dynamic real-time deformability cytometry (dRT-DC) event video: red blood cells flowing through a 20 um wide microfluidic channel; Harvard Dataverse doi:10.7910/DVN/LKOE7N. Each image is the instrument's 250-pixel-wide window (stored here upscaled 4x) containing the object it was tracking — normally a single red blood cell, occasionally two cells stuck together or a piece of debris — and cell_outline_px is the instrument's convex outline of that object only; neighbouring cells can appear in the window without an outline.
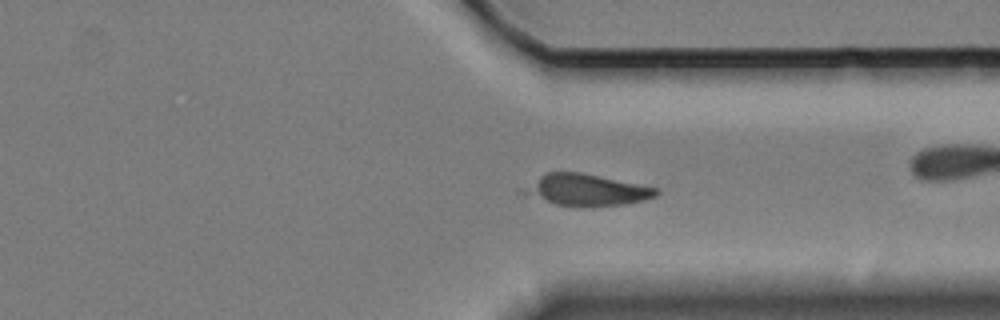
{"species": "Egyptian fruit bat (a non-hibernating species)", "species_latin": "Rousettus aegyptiacus", "temperature_condition": "cold", "stored_images_in_passage": 61, "camera_frame_rate_fps": 3000, "um_per_image_px": 0.085, "animal": {"sex": "female"}, "frame": {"image": 1, "passage_image": 45, "time_ms": 14.667, "image_size_px": [1000, 320], "cell_outline_px": [[660, 192], [656, 196], [644, 200], [624, 204], [588, 208], [584, 208], [556, 204], [524, 196], [516, 192], [520, 188], [540, 176], [548, 172], [580, 172], [660, 188]], "centroid_in_image_um": [49.78, 16.17], "position_along_channel_um": 361.6, "area_um2": 25.03}}
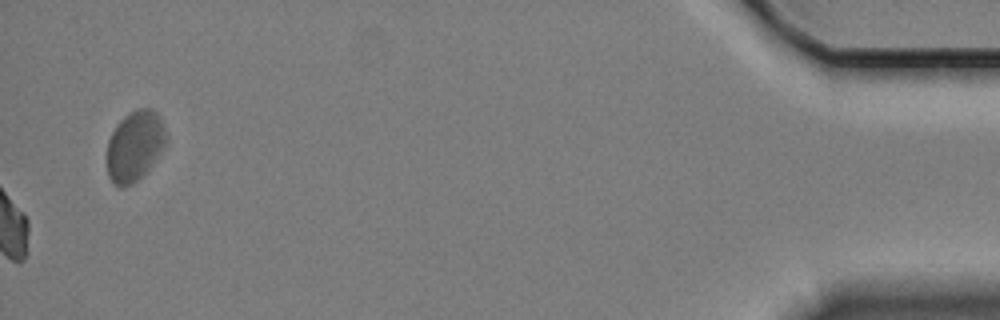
{"frame": {"image": 2, "passage_image": 61, "time_ms": 20.0, "image_size_px": [1000, 320], "cell_outline_px": [[168, 140], [164, 148], [152, 164], [132, 184], [120, 188], [108, 176], [108, 140], [116, 124], [124, 116], [136, 108], [152, 108], [160, 116], [164, 124], [168, 136]], "centroid_in_image_um": [11.49, 12.35], "position_along_channel_um": 423.7, "area_um2": 24.28}}